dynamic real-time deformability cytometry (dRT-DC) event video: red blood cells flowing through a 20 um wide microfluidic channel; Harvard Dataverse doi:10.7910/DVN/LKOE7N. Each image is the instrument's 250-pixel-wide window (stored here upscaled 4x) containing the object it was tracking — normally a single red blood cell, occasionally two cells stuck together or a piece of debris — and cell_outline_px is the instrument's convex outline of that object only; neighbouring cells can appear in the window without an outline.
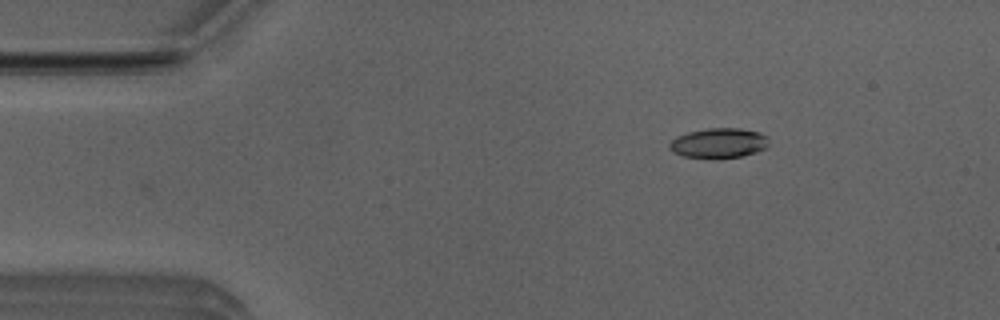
{"species": "Egyptian fruit bat (a non-hibernating species)", "species_latin": "Rousettus aegyptiacus", "temperature_condition": "room temperature", "stored_images_in_passage": 4, "camera_frame_rate_fps": 3000, "um_per_image_px": 0.085, "animal": {"sex": "male"}, "frame": {"image": 1, "passage_image": 1, "time_ms": 0.0, "image_size_px": [1000, 320], "cell_outline_px": [[768, 148], [756, 152], [740, 156], [684, 156], [672, 152], [668, 148], [668, 144], [676, 136], [688, 132], [708, 128], [740, 128], [760, 132], [768, 136]], "centroid_in_image_um": [61.11, 12.12], "position_along_channel_um": 23.9, "area_um2": 16.99}}